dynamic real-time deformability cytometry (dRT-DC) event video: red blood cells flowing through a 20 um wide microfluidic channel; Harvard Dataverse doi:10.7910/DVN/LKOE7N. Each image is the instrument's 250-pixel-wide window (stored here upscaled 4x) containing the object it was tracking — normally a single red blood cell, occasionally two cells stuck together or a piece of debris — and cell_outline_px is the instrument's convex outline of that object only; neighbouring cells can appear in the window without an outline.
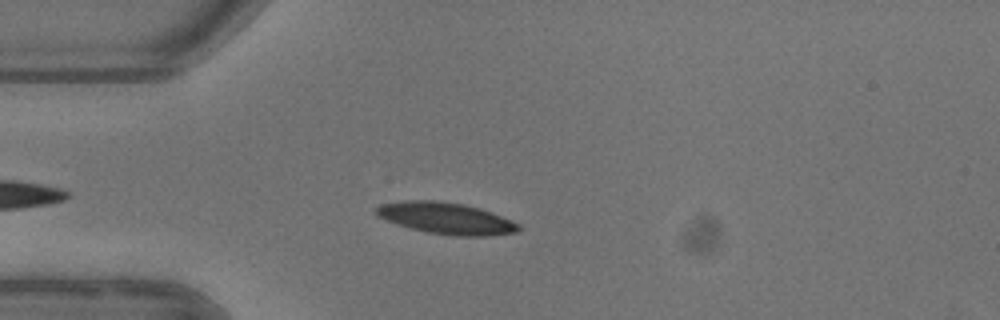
{"species": "common noctule bat (a hibernating species)", "species_latin": "Nyctalus noctula", "temperature_condition": "warm", "stored_images_in_passage": 4, "camera_frame_rate_fps": 3000, "um_per_image_px": 0.085, "animal": {"sex": "female"}, "frame": {"image": 1, "passage_image": 3, "time_ms": 2.333, "image_size_px": [1000, 320], "cell_outline_px": [[520, 228], [516, 232], [488, 236], [456, 236], [428, 232], [396, 224], [376, 216], [372, 212], [380, 204], [408, 200], [432, 200], [464, 204], [512, 220], [520, 224]], "centroid_in_image_um": [37.87, 18.55], "position_along_channel_um": 47.1, "area_um2": 25.95}}